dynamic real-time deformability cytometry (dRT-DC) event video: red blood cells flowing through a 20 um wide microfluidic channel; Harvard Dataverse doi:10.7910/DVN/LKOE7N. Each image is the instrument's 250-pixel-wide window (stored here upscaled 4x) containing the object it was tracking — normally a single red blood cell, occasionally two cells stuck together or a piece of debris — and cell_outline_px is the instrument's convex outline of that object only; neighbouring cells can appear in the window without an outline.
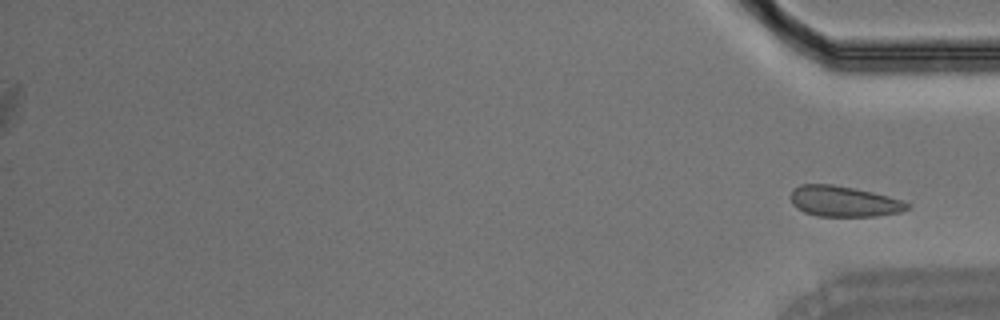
{"species": "Egyptian fruit bat (a non-hibernating species)", "species_latin": "Rousettus aegyptiacus", "temperature_condition": "room temperature", "stored_images_in_passage": 29, "segment_of_instrument_passage": [2, 2], "camera_frame_rate_fps": 3000, "um_per_image_px": 0.085, "animal": {"sex": "male"}, "frame": {"image": 1, "passage_image": 29, "time_ms": 9.333, "image_size_px": [1000, 320], "cell_outline_px": [[908, 208], [900, 212], [876, 216], [816, 216], [804, 212], [796, 208], [792, 204], [788, 196], [792, 188], [800, 184], [832, 184], [872, 192], [888, 196], [900, 200], [908, 204]], "centroid_in_image_um": [71.62, 17.11], "position_along_channel_um": 363.6, "area_um2": 20.87}}